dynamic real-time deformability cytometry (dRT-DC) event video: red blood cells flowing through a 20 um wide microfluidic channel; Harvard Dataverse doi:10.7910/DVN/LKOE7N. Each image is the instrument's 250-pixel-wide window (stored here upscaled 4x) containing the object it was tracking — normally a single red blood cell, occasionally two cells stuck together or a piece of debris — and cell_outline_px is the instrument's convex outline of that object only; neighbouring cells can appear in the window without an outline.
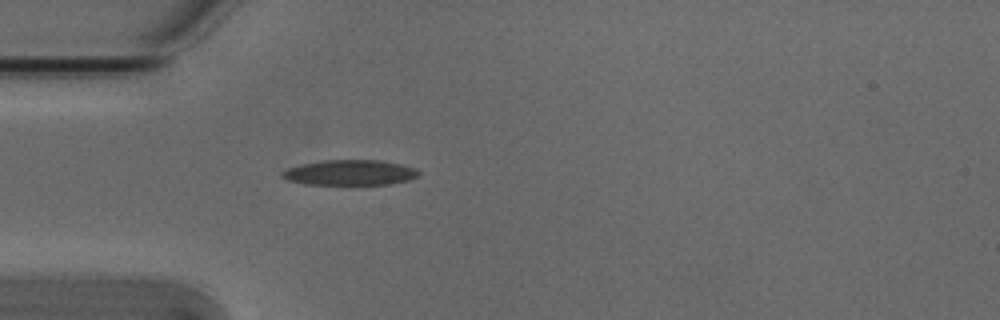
{"species": "Egyptian fruit bat (a non-hibernating species)", "species_latin": "Rousettus aegyptiacus", "temperature_condition": "cold", "stored_images_in_passage": 3, "camera_frame_rate_fps": 3000, "um_per_image_px": 0.085, "animal": {"sex": "male"}, "frame": {"image": 1, "passage_image": 3, "time_ms": 0.667, "image_size_px": [1000, 320], "cell_outline_px": [[420, 176], [408, 180], [388, 184], [348, 188], [304, 184], [288, 180], [280, 176], [280, 172], [288, 168], [300, 164], [324, 160], [380, 160], [400, 164], [416, 168], [420, 172]], "centroid_in_image_um": [29.72, 14.73], "position_along_channel_um": 55.3, "area_um2": 21.39}}